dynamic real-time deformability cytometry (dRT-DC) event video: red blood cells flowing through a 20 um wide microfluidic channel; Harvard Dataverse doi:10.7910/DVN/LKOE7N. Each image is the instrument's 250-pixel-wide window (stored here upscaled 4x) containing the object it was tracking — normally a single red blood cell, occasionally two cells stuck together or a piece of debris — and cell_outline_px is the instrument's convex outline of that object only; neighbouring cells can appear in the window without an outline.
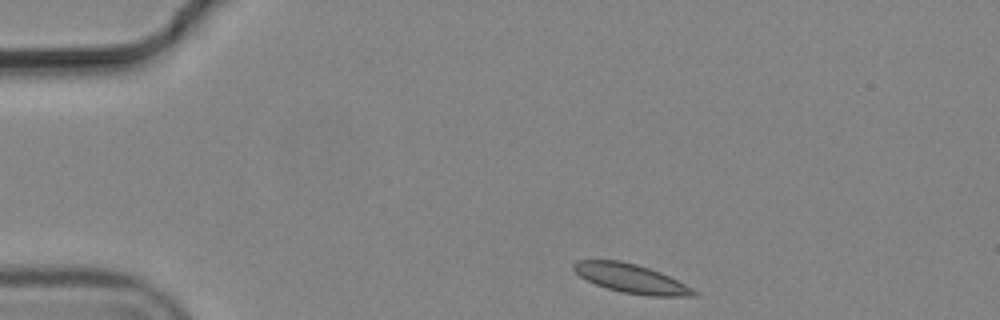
{"species": "common noctule bat (a hibernating species)", "species_latin": "Nyctalus noctula", "temperature_condition": "cold", "stored_images_in_passage": 4, "camera_frame_rate_fps": 3000, "um_per_image_px": 0.085, "animal": {"sex": "male", "body_mass_g": 19.2, "forearm_length_mm": 51.8}, "frame": {"image": 1, "passage_image": 1, "time_ms": 0.0, "image_size_px": [1000, 320], "cell_outline_px": [[696, 296], [648, 296], [624, 292], [608, 288], [596, 284], [580, 276], [572, 268], [572, 264], [576, 260], [620, 260], [636, 264], [660, 272], [692, 288], [696, 292]], "centroid_in_image_um": [53.61, 23.66], "position_along_channel_um": 31.4, "area_um2": 19.94}}
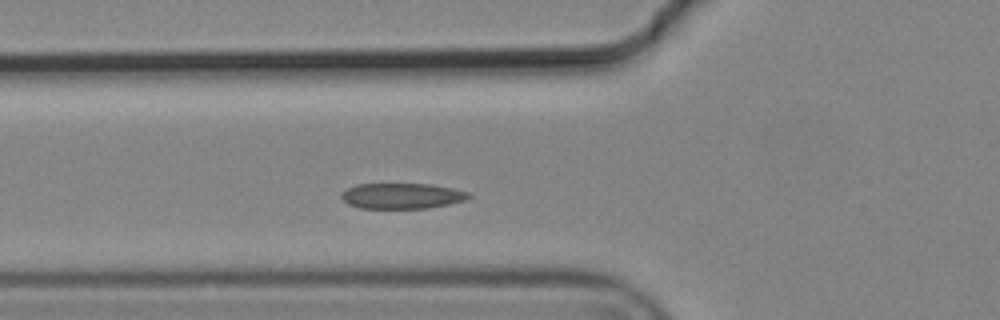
{"frame": {"image": 2, "passage_image": 4, "time_ms": 1.0, "image_size_px": [1000, 320], "cell_outline_px": [[472, 196], [464, 200], [448, 204], [428, 208], [360, 208], [348, 204], [340, 196], [348, 188], [356, 184], [432, 184], [452, 188], [468, 192]], "centroid_in_image_um": [34.17, 16.65], "position_along_channel_um": 91.6, "area_um2": 18.84}}